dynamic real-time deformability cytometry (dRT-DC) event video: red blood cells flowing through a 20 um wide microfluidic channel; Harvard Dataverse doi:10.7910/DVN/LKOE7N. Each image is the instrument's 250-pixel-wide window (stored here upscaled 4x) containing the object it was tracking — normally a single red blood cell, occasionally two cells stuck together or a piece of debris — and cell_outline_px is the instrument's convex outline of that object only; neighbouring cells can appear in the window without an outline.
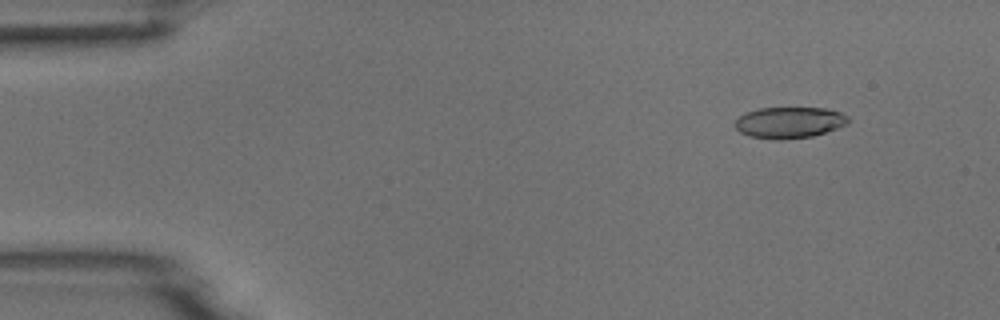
{"species": "common noctule bat (a hibernating species)", "species_latin": "Nyctalus noctula", "temperature_condition": "room temperature", "stored_images_in_passage": 15, "camera_frame_rate_fps": 3000, "um_per_image_px": 0.085, "animal": {"sex": "male", "body_mass_g": 18.8}, "frame": {"image": 1, "passage_image": 2, "time_ms": 1.0, "image_size_px": [1000, 320], "cell_outline_px": [[848, 124], [812, 136], [780, 140], [752, 136], [740, 132], [732, 124], [740, 116], [748, 112], [760, 108], [824, 108], [840, 112], [848, 116]], "centroid_in_image_um": [67.09, 10.41], "position_along_channel_um": 17.9, "area_um2": 20.35}}
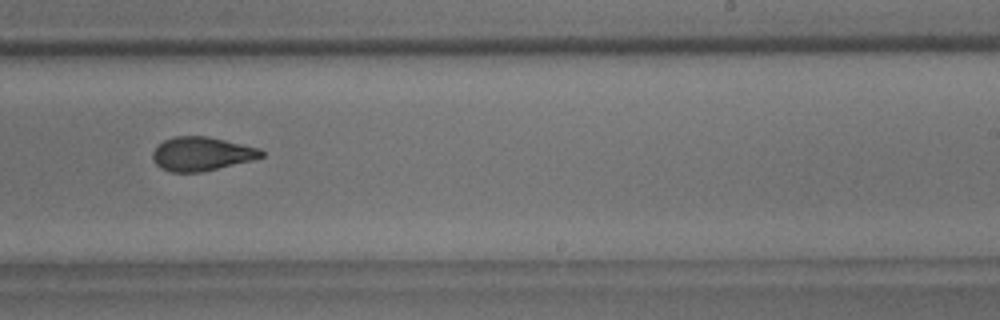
{"frame": {"image": 2, "passage_image": 10, "time_ms": 10.0, "image_size_px": [1000, 320], "cell_outline_px": [[264, 156], [252, 160], [200, 172], [172, 172], [160, 168], [156, 164], [152, 156], [152, 152], [164, 140], [176, 136], [208, 136], [260, 148], [264, 152]], "centroid_in_image_um": [17.14, 13.07], "position_along_channel_um": 271.9, "area_um2": 21.27}}
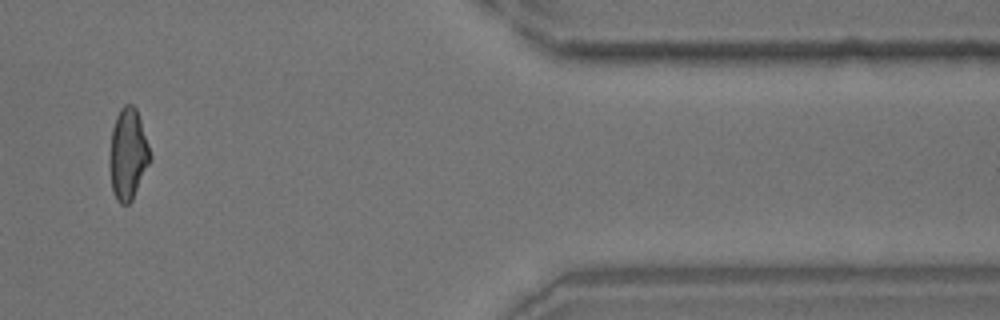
{"frame": {"image": 3, "passage_image": 13, "time_ms": 14.333, "image_size_px": [1000, 320], "cell_outline_px": [[152, 160], [132, 200], [128, 204], [120, 204], [116, 200], [112, 192], [108, 168], [108, 160], [112, 128], [116, 116], [120, 108], [124, 104], [132, 104], [136, 108], [152, 156]], "centroid_in_image_um": [10.86, 13.14], "position_along_channel_um": 400.5, "area_um2": 22.02}}